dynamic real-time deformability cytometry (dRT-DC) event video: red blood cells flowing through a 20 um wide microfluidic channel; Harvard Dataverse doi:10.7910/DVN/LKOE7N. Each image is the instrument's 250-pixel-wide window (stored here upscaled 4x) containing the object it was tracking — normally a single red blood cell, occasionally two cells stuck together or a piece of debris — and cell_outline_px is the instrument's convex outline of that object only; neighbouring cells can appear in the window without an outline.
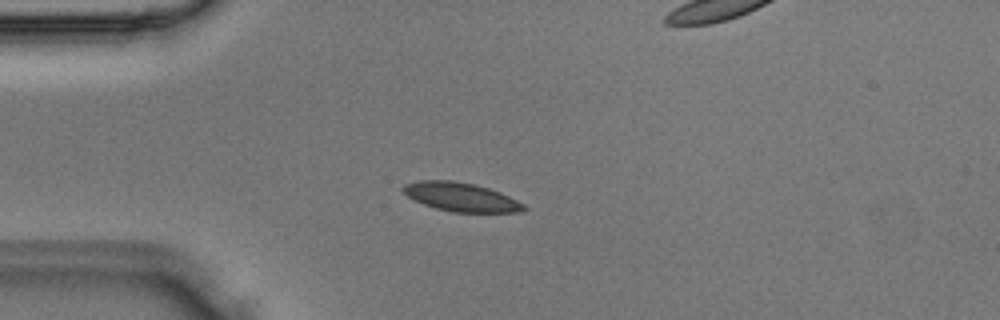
{"species": "Egyptian fruit bat (a non-hibernating species)", "species_latin": "Rousettus aegyptiacus", "temperature_condition": "room temperature", "stored_images_in_passage": 2, "segment_of_instrument_passage": [1, 2], "camera_frame_rate_fps": 3000, "um_per_image_px": 0.085, "animal": {"sex": "male"}, "frame": {"image": 1, "passage_image": 1, "time_ms": 0.0, "image_size_px": [1000, 320], "cell_outline_px": [[528, 208], [520, 212], [452, 212], [436, 208], [424, 204], [408, 196], [400, 188], [404, 184], [420, 180], [452, 180], [476, 184], [500, 192], [524, 204]], "centroid_in_image_um": [39.18, 16.74], "position_along_channel_um": 45.8, "area_um2": 20.17}}